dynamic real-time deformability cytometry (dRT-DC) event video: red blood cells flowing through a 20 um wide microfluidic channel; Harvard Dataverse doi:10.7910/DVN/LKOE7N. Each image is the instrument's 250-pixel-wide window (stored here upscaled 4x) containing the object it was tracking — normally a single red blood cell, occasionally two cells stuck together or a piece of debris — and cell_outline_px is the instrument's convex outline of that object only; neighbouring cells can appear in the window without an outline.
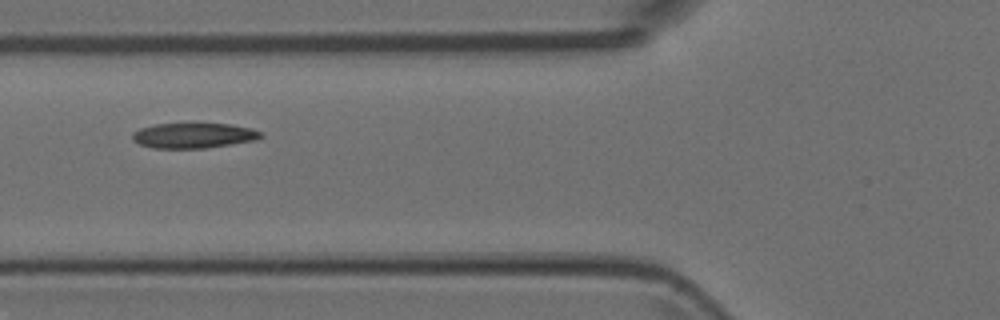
{"species": "Egyptian fruit bat (a non-hibernating species)", "species_latin": "Rousettus aegyptiacus", "temperature_condition": "room temperature", "stored_images_in_passage": 5, "camera_frame_rate_fps": 3000, "um_per_image_px": 0.085, "animal": {"sex": "female"}, "frame": {"image": 1, "passage_image": 5, "time_ms": 1.333, "image_size_px": [1000, 320], "cell_outline_px": [[264, 136], [256, 140], [204, 148], [152, 148], [140, 144], [132, 140], [132, 132], [140, 128], [156, 124], [232, 124], [252, 128], [264, 132]], "centroid_in_image_um": [16.48, 11.52], "position_along_channel_um": 109.3, "area_um2": 18.9}}